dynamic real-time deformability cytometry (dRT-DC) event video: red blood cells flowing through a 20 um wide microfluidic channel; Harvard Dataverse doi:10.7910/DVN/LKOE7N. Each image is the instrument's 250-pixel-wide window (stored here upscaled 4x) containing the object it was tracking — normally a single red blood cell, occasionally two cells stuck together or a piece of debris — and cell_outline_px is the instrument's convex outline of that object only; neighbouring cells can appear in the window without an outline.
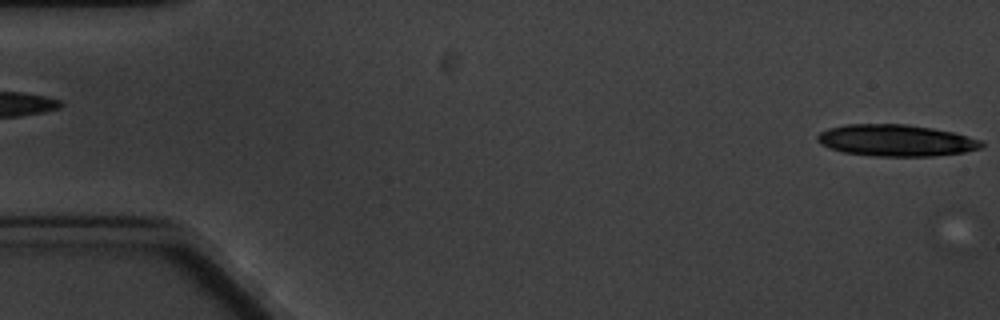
{"species": "common noctule bat (a hibernating species)", "species_latin": "Nyctalus noctula", "temperature_condition": "cold", "stored_images_in_passage": 5, "segment_of_instrument_passage": [2, 2], "camera_frame_rate_fps": 3000, "um_per_image_px": 0.085, "animal": {"sex": "male", "body_mass_g": 20.1, "forearm_length_mm": 53.5}, "frame": {"image": 1, "passage_image": 5, "time_ms": 5.333, "image_size_px": [1000, 320], "cell_outline_px": [[984, 144], [980, 148], [964, 152], [932, 156], [872, 156], [844, 152], [828, 148], [820, 144], [816, 140], [816, 136], [820, 132], [828, 128], [844, 124], [908, 124], [932, 128], [952, 132], [968, 136], [980, 140]], "centroid_in_image_um": [76.11, 11.93], "position_along_channel_um": 8.9, "area_um2": 30.35}}